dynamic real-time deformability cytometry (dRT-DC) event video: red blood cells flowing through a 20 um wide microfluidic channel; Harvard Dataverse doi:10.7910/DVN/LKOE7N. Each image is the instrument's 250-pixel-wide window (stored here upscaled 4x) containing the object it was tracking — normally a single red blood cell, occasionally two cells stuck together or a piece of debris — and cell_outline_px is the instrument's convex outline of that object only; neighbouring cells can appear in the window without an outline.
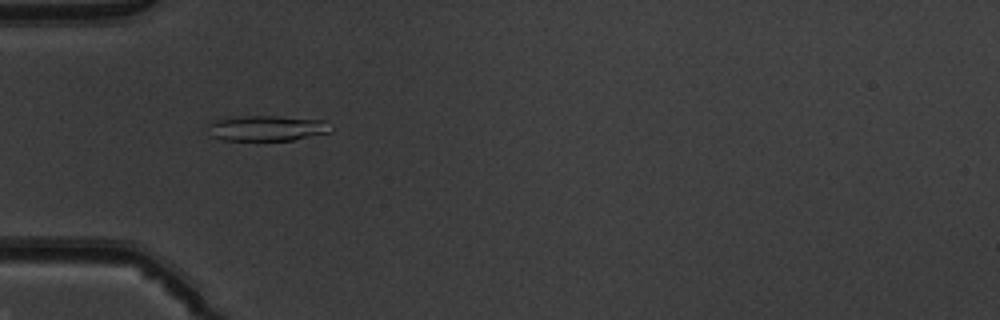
{"species": "common noctule bat (a hibernating species)", "species_latin": "Nyctalus noctula", "temperature_condition": "warm", "stored_images_in_passage": 47, "camera_frame_rate_fps": 3000, "um_per_image_px": 0.085, "animal": {"sex": "male", "body_mass_g": 19.5, "forearm_length_mm": 54.6}, "frame": {"image": 1, "passage_image": 13, "time_ms": 4.0, "image_size_px": [1000, 320], "cell_outline_px": [[332, 132], [292, 140], [224, 140], [208, 136], [208, 124], [212, 120], [244, 116], [280, 116], [324, 120], [332, 124]], "centroid_in_image_um": [22.69, 10.89], "position_along_channel_um": 62.3, "area_um2": 18.5}}
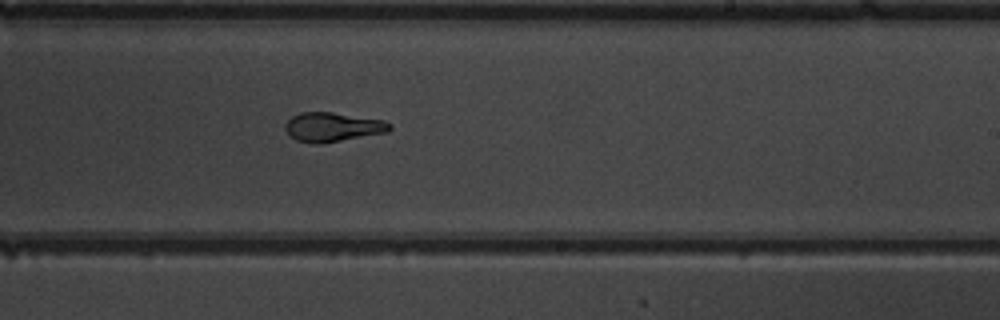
{"frame": {"image": 2, "passage_image": 28, "time_ms": 9.0, "image_size_px": [1000, 320], "cell_outline_px": [[392, 128], [388, 132], [324, 144], [312, 144], [296, 140], [284, 128], [284, 124], [292, 116], [300, 112], [332, 112], [384, 120], [392, 124]], "centroid_in_image_um": [28.29, 10.81], "position_along_channel_um": 260.7, "area_um2": 18.03}}
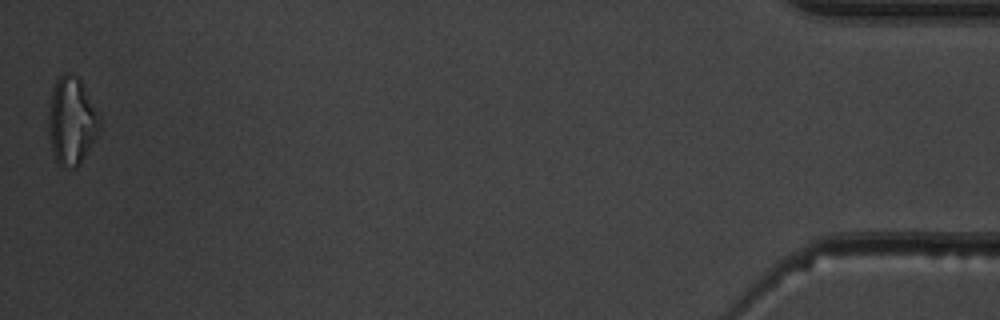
{"frame": {"image": 3, "passage_image": 47, "time_ms": 15.333, "image_size_px": [1000, 320], "cell_outline_px": [[100, 128], [96, 136], [80, 164], [76, 168], [72, 168], [60, 164], [56, 160], [48, 136], [48, 116], [52, 92], [56, 80], [60, 76], [68, 72], [76, 76], [80, 80], [100, 120]], "centroid_in_image_um": [6.06, 10.3], "position_along_channel_um": 429.1, "area_um2": 25.43}, "authors_computed_cell_mechanics": {"area_um2": 18.6694, "velocity_mm_per_s": 4.0353, "shape_relaxation_time_tau1_ms": 4.5026, "shape_relaxation_time_tau2_ms": 0.9979, "deformation_change_tau1": 0.1793, "deformation_change_tau2": 0.0422}}